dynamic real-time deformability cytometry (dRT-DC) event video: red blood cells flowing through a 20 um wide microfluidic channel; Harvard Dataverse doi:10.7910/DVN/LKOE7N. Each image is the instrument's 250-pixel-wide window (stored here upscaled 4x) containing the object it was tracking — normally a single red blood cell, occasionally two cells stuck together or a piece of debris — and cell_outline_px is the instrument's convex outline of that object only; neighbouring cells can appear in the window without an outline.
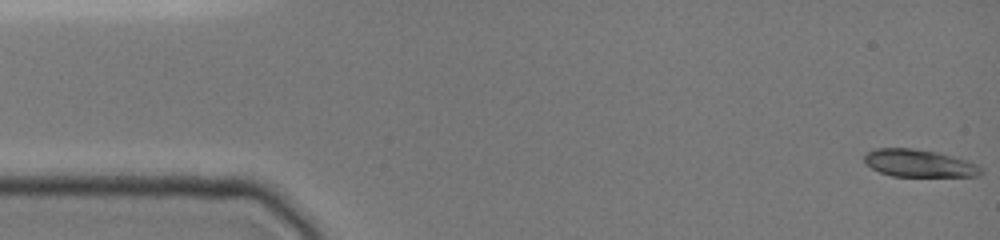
{"species": "common noctule bat (a hibernating species)", "species_latin": "Nyctalus noctula", "temperature_condition": "cold", "stored_images_in_passage": 7, "camera_frame_rate_fps": 3000, "um_per_image_px": 0.085, "animal": {"sex": "female", "body_mass_g": 19.0, "forearm_length_mm": 51.5}, "frame": {"image": 1, "passage_image": 1, "time_ms": 0.0, "image_size_px": [1000, 240], "cell_outline_px": [[984, 172], [980, 176], [892, 176], [880, 172], [872, 168], [864, 160], [864, 156], [868, 152], [876, 148], [912, 148], [936, 152], [956, 156], [968, 160], [976, 164]], "centroid_in_image_um": [78.16, 13.87], "position_along_channel_um": 6.8, "area_um2": 18.67}}